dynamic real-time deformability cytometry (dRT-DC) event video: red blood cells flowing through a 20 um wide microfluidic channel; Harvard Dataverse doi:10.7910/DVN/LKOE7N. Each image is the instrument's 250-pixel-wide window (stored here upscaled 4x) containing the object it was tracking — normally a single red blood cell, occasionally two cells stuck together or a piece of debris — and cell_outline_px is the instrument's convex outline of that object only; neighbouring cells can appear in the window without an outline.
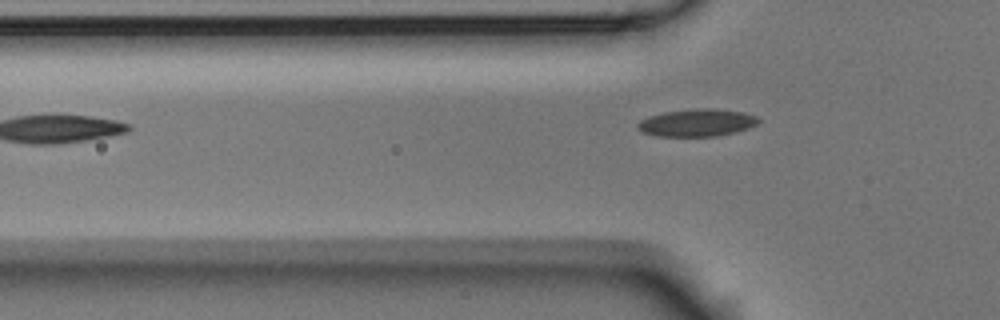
{"species": "Egyptian fruit bat (a non-hibernating species)", "species_latin": "Rousettus aegyptiacus", "temperature_condition": "room temperature", "stored_images_in_passage": 4, "camera_frame_rate_fps": 3000, "um_per_image_px": 0.085, "animal": {"sex": "male"}, "frame": {"image": 1, "passage_image": 4, "time_ms": 1.0, "image_size_px": [1000, 320], "cell_outline_px": [[760, 120], [756, 124], [748, 128], [736, 132], [716, 136], [656, 136], [644, 132], [636, 128], [636, 124], [640, 120], [648, 116], [664, 112], [696, 108], [712, 108], [744, 112], [756, 116]], "centroid_in_image_um": [59.22, 10.42], "position_along_channel_um": 66.6, "area_um2": 19.36}}